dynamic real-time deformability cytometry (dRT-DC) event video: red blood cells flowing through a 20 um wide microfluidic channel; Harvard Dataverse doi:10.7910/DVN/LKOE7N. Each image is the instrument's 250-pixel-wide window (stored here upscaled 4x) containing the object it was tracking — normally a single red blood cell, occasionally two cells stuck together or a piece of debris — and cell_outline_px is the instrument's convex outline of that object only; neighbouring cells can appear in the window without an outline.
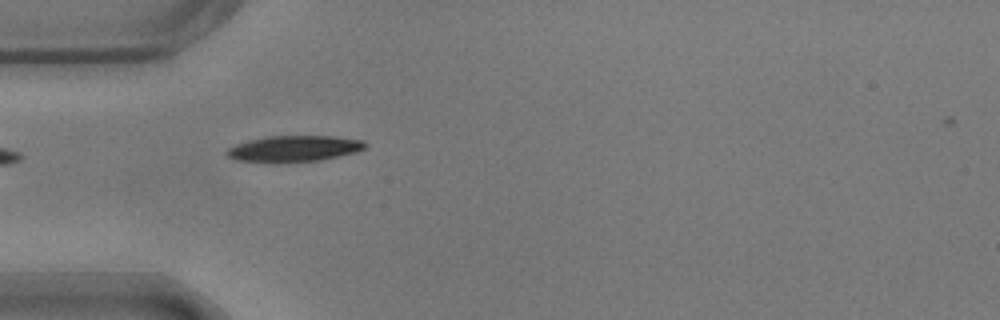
{"species": "common noctule bat (a hibernating species)", "species_latin": "Nyctalus noctula", "temperature_condition": "warm", "stored_images_in_passage": 4, "camera_frame_rate_fps": 3000, "um_per_image_px": 0.085, "animal": {"sex": "male", "body_mass_g": 17.9}, "frame": {"image": 1, "passage_image": 1, "time_ms": 0.0, "image_size_px": [1000, 320], "cell_outline_px": [[368, 148], [356, 152], [320, 160], [288, 164], [272, 164], [236, 160], [228, 156], [224, 152], [228, 148], [236, 144], [248, 140], [268, 136], [332, 136], [364, 140], [368, 144]], "centroid_in_image_um": [24.98, 12.66], "position_along_channel_um": 60.0, "area_um2": 21.79}}